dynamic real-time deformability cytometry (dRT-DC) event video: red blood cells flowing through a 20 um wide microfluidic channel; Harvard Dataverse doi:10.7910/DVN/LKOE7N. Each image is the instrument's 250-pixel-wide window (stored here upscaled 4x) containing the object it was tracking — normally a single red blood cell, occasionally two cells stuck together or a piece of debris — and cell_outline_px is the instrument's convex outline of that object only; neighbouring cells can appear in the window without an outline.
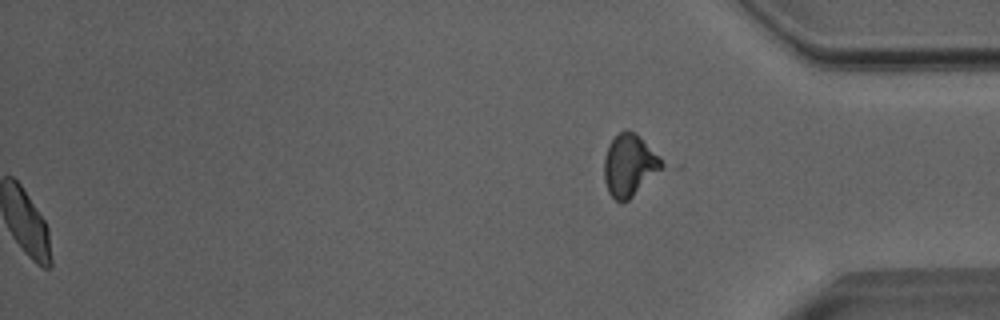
{"species": "Egyptian fruit bat (a non-hibernating species)", "species_latin": "Rousettus aegyptiacus", "temperature_condition": "room temperature", "stored_images_in_passage": 39, "segment_of_instrument_passage": [2, 2], "camera_frame_rate_fps": 3000, "um_per_image_px": 0.085, "animal": {"sex": "male"}, "frame": {"image": 1, "passage_image": 39, "time_ms": 12.667, "image_size_px": [1000, 320], "cell_outline_px": [[668, 164], [628, 200], [620, 204], [608, 192], [604, 180], [604, 160], [608, 144], [624, 128], [628, 128], [636, 132]], "centroid_in_image_um": [53.53, 14.03], "position_along_channel_um": 381.7, "area_um2": 21.27}}